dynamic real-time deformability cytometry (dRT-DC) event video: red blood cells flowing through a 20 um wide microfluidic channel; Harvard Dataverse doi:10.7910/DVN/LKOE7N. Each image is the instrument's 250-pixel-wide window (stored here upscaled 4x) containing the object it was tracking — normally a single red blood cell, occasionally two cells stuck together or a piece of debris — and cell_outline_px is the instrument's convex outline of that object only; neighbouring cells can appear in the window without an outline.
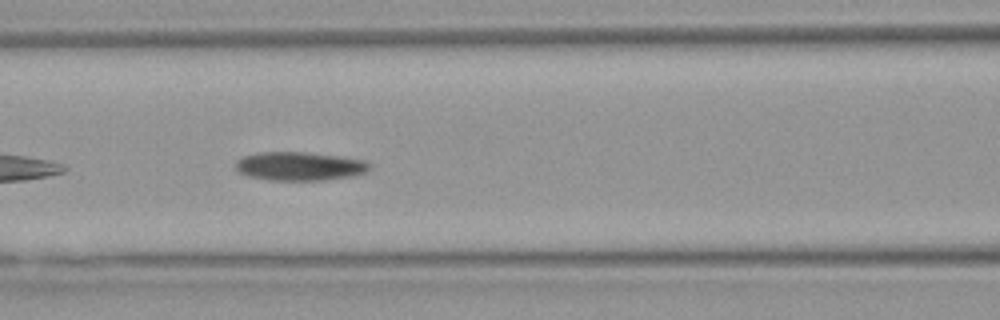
{"species": "Egyptian fruit bat (a non-hibernating species)", "species_latin": "Rousettus aegyptiacus", "temperature_condition": "warm", "stored_images_in_passage": 17, "camera_frame_rate_fps": 3000, "um_per_image_px": 0.085, "animal": {"sex": "female"}, "frame": {"image": 1, "passage_image": 8, "time_ms": 2.333, "image_size_px": [1000, 320], "cell_outline_px": [[372, 168], [368, 172], [352, 176], [320, 180], [268, 180], [248, 176], [240, 172], [236, 168], [236, 160], [244, 156], [256, 152], [308, 152], [340, 156], [364, 160], [372, 164]], "centroid_in_image_um": [25.5, 14.12], "position_along_channel_um": 141.1, "area_um2": 22.54}}
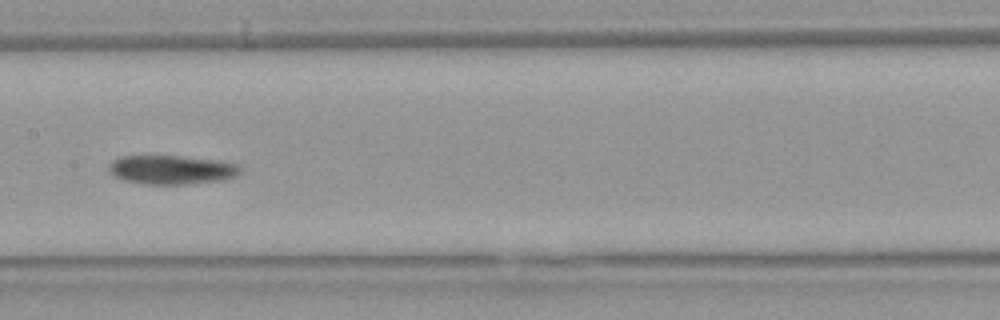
{"frame": {"image": 2, "passage_image": 12, "time_ms": 3.667, "image_size_px": [1000, 320], "cell_outline_px": [[240, 172], [236, 176], [220, 180], [188, 184], [144, 184], [124, 180], [112, 176], [108, 172], [108, 164], [112, 160], [120, 156], [184, 156], [224, 160], [236, 164], [240, 168]], "centroid_in_image_um": [14.55, 14.42], "position_along_channel_um": 192.9, "area_um2": 22.48}}